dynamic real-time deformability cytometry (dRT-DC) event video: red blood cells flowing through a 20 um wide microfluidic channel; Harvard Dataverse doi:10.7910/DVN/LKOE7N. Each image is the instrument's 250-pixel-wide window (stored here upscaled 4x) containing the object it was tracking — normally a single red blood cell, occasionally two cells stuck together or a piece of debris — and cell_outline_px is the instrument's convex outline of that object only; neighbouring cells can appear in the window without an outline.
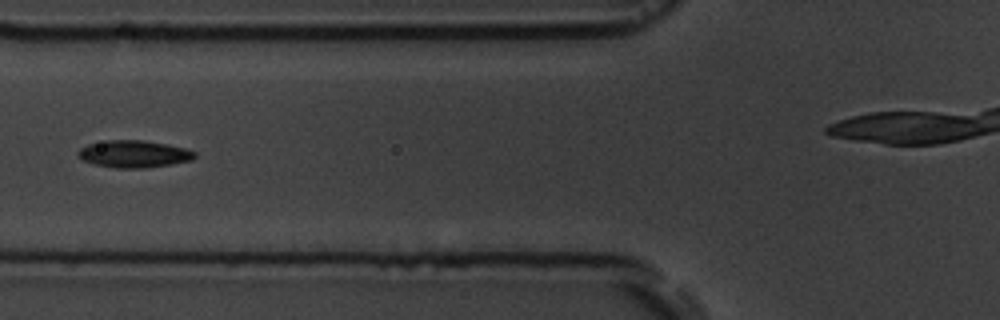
{"species": "common noctule bat (a hibernating species)", "species_latin": "Nyctalus noctula", "temperature_condition": "room temperature", "stored_images_in_passage": 5, "camera_frame_rate_fps": 3000, "um_per_image_px": 0.085, "animal": {"sex": "male", "body_mass_g": 19.5, "forearm_length_mm": 54.6}, "frame": {"image": 1, "passage_image": 5, "time_ms": 4.333, "image_size_px": [1000, 320], "cell_outline_px": [[196, 156], [192, 160], [144, 168], [116, 168], [96, 164], [84, 160], [76, 152], [80, 148], [88, 144], [108, 140], [144, 140], [168, 144], [184, 148], [196, 152]], "centroid_in_image_um": [11.39, 13.07], "position_along_channel_um": 114.4, "area_um2": 18.26}}